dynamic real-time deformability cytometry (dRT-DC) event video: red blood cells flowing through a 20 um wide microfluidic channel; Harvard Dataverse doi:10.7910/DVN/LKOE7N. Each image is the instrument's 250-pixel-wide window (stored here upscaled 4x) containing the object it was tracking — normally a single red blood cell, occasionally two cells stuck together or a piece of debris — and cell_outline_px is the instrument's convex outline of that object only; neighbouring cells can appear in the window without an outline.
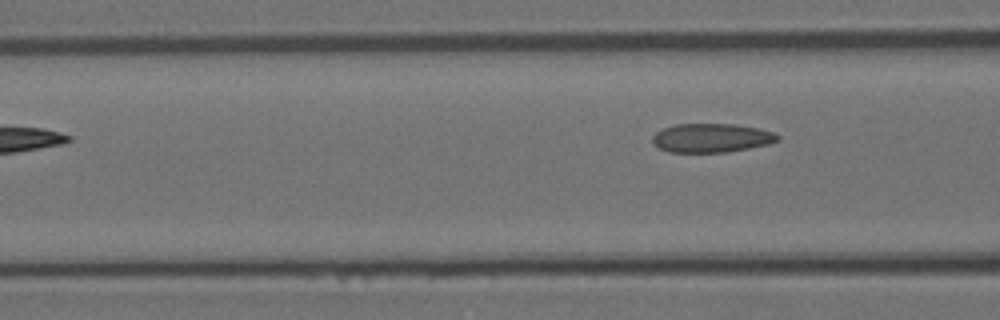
{"species": "Egyptian fruit bat (a non-hibernating species)", "species_latin": "Rousettus aegyptiacus", "temperature_condition": "room temperature", "stored_images_in_passage": 6, "camera_frame_rate_fps": 3000, "um_per_image_px": 0.085, "animal": {"sex": "female"}, "frame": {"image": 1, "passage_image": 6, "time_ms": 6.0, "image_size_px": [1000, 320], "cell_outline_px": [[780, 140], [768, 144], [728, 152], [668, 152], [656, 148], [652, 144], [652, 136], [656, 132], [664, 128], [676, 124], [736, 124], [776, 132], [780, 136]], "centroid_in_image_um": [60.46, 11.73], "position_along_channel_um": 106.1, "area_um2": 21.27}}